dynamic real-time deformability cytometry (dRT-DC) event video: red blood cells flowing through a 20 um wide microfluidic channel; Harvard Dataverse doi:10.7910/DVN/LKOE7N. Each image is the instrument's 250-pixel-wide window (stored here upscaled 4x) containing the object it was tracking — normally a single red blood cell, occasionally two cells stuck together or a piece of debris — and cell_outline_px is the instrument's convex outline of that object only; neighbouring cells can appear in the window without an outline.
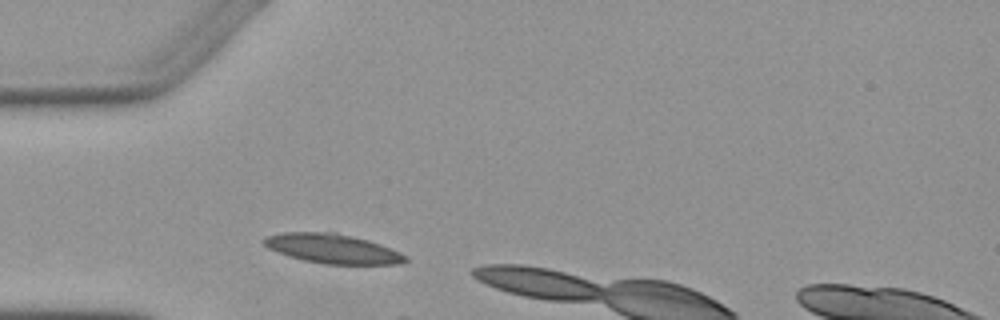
{"species": "Egyptian fruit bat (a non-hibernating species)", "species_latin": "Rousettus aegyptiacus", "temperature_condition": "warm", "stored_images_in_passage": 3, "camera_frame_rate_fps": 3000, "um_per_image_px": 0.085, "animal": {"sex": "female"}, "frame": {"image": 1, "passage_image": 1, "time_ms": 0.0, "image_size_px": [1000, 320], "cell_outline_px": [[408, 260], [400, 264], [324, 264], [304, 260], [288, 256], [276, 252], [268, 248], [260, 240], [264, 236], [284, 232], [336, 232], [368, 240], [380, 244], [400, 252], [408, 256]], "centroid_in_image_um": [28.24, 21.13], "position_along_channel_um": 56.8, "area_um2": 24.45}}
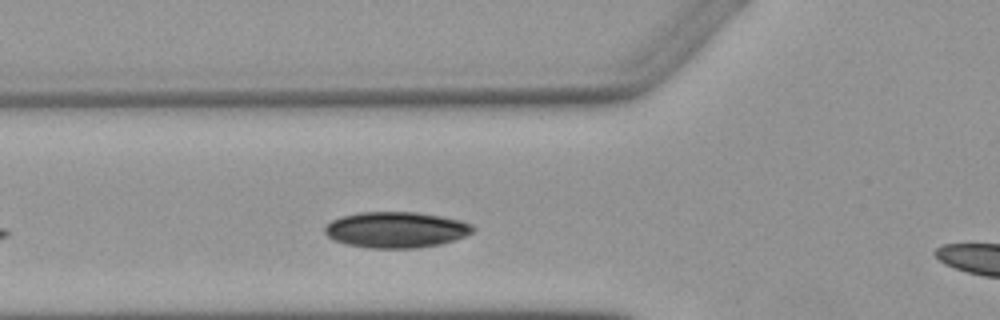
{"frame": {"image": 2, "passage_image": 3, "time_ms": 3.333, "image_size_px": [1000, 320], "cell_outline_px": [[476, 228], [472, 232], [464, 236], [440, 244], [420, 248], [364, 248], [344, 244], [332, 240], [324, 232], [324, 228], [332, 220], [340, 216], [360, 212], [416, 212], [440, 216], [460, 220], [472, 224]], "centroid_in_image_um": [33.63, 19.53], "position_along_channel_um": 92.2, "area_um2": 31.21}}